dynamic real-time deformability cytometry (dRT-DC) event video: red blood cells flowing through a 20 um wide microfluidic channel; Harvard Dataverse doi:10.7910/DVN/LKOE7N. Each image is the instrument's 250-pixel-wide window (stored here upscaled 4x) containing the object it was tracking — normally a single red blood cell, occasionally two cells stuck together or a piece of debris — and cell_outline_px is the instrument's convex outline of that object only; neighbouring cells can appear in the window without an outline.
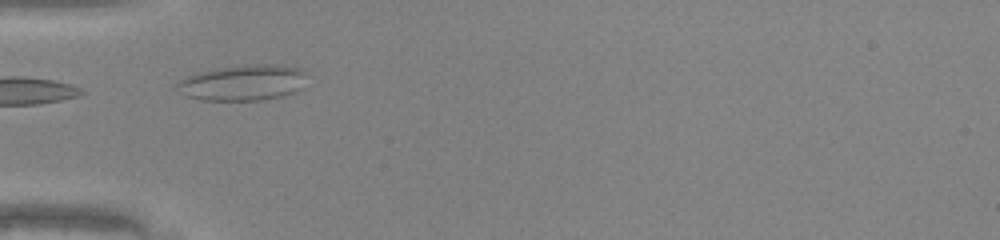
{"species": "common noctule bat (a hibernating species)", "species_latin": "Nyctalus noctula", "temperature_condition": "warm", "stored_images_in_passage": 3, "camera_frame_rate_fps": 3000, "um_per_image_px": 0.085, "animal": {"sex": "male", "body_mass_g": 20.0, "forearm_length_mm": 53.3}, "frame": {"image": 1, "passage_image": 1, "time_ms": 0.0, "image_size_px": [1000, 240], "cell_outline_px": [[304, 88], [280, 96], [260, 100], [200, 100], [184, 96], [176, 84], [180, 80], [188, 76], [200, 72], [248, 64], [280, 64], [300, 68], [304, 72]], "centroid_in_image_um": [20.68, 7.03], "position_along_channel_um": 64.3, "area_um2": 26.76}}